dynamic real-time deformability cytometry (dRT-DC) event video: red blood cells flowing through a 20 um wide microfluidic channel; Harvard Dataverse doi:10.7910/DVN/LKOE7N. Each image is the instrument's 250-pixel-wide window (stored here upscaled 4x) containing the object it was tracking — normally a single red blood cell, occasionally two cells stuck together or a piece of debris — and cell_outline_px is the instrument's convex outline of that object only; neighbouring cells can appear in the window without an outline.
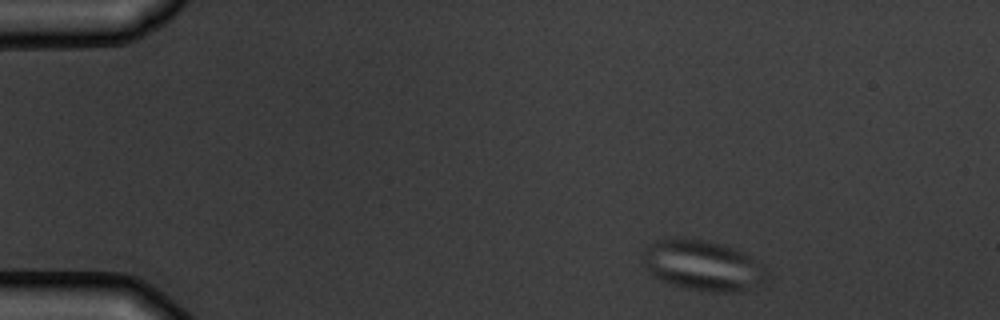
{"species": "common noctule bat (a hibernating species)", "species_latin": "Nyctalus noctula", "temperature_condition": "warm", "stored_images_in_passage": 3, "camera_frame_rate_fps": 3000, "um_per_image_px": 0.085, "animal": {"sex": "male", "body_mass_g": 19.5, "forearm_length_mm": 54.6}, "frame": {"image": 1, "passage_image": 1, "time_ms": 0.0, "image_size_px": [1000, 320], "cell_outline_px": [[764, 284], [744, 292], [716, 292], [688, 288], [652, 276], [648, 272], [644, 264], [644, 252], [648, 244], [664, 236], [684, 236], [704, 240], [720, 244], [744, 252], [764, 268]], "centroid_in_image_um": [59.7, 22.53], "position_along_channel_um": 25.3, "area_um2": 36.41}}